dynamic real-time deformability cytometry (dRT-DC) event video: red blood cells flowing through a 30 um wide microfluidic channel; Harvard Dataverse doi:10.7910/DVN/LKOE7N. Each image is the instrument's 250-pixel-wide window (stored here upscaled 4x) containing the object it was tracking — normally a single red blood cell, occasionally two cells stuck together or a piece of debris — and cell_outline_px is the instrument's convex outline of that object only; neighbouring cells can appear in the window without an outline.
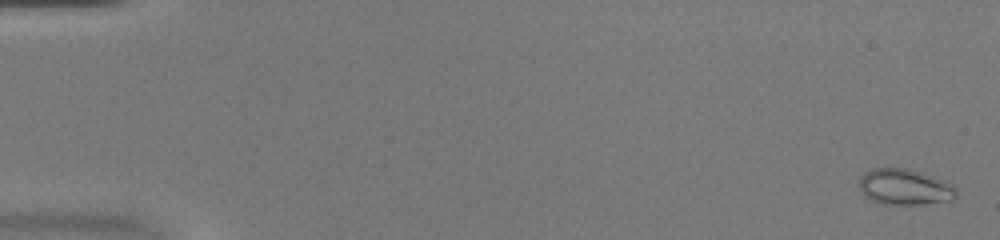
{"species": "common noctule bat (a hibernating species)", "species_latin": "Nyctalus noctula", "temperature_condition": "warm", "stored_images_in_passage": 53, "camera_frame_rate_fps": 3000, "um_per_image_px": 0.085, "animal": {"sex": "female", "body_mass_g": 20.0, "forearm_length_mm": 54.0}, "frame": {"image": 1, "passage_image": 2, "time_ms": 0.333, "image_size_px": [1000, 240], "cell_outline_px": [[956, 196], [952, 200], [920, 204], [880, 204], [864, 196], [860, 192], [860, 176], [864, 172], [872, 168], [908, 168], [944, 180], [952, 184], [956, 188]], "centroid_in_image_um": [76.87, 15.89], "position_along_channel_um": 8.1, "area_um2": 20.4}}
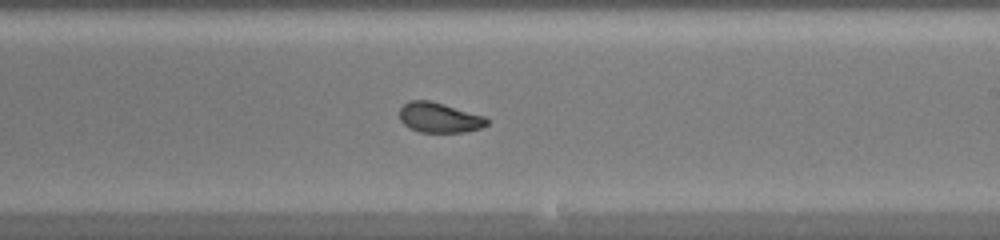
{"frame": {"image": 2, "passage_image": 33, "time_ms": 10.667, "image_size_px": [1000, 240], "cell_outline_px": [[488, 124], [480, 128], [464, 132], [420, 132], [408, 128], [400, 120], [400, 108], [408, 100], [428, 100], [444, 104], [484, 116], [488, 120]], "centroid_in_image_um": [37.31, 10.0], "position_along_channel_um": 251.7, "area_um2": 15.26}}
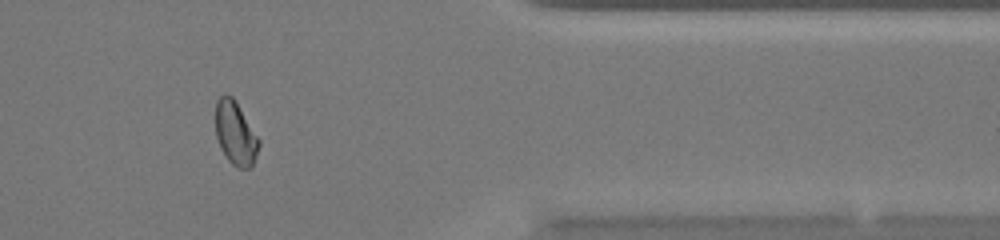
{"frame": {"image": 3, "passage_image": 45, "time_ms": 14.667, "image_size_px": [1000, 240], "cell_outline_px": [[260, 144], [256, 156], [252, 164], [248, 168], [240, 168], [232, 164], [228, 160], [220, 148], [216, 136], [216, 100], [224, 92], [232, 96], [236, 100], [260, 140]], "centroid_in_image_um": [20.01, 11.29], "position_along_channel_um": 391.4, "area_um2": 16.13}}